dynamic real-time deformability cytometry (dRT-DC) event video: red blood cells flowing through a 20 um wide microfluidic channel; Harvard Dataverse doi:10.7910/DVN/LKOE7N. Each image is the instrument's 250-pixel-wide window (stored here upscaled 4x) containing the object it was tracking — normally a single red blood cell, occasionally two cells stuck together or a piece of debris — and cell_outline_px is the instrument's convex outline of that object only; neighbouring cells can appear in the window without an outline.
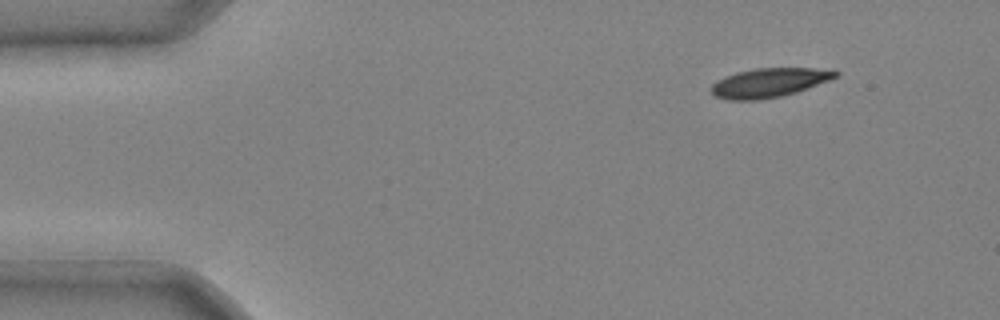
{"species": "common noctule bat (a hibernating species)", "species_latin": "Nyctalus noctula", "temperature_condition": "cold", "stored_images_in_passage": 5, "camera_frame_rate_fps": 3000, "um_per_image_px": 0.085, "animal": {"sex": "male", "body_mass_g": 20.4}, "frame": {"image": 1, "passage_image": 1, "time_ms": 0.0, "image_size_px": [1000, 320], "cell_outline_px": [[840, 72], [836, 76], [828, 80], [796, 92], [780, 96], [760, 100], [728, 100], [716, 96], [712, 92], [712, 84], [716, 80], [724, 76], [736, 72], [756, 68], [812, 68]], "centroid_in_image_um": [65.31, 7.03], "position_along_channel_um": 19.7, "area_um2": 20.81}}
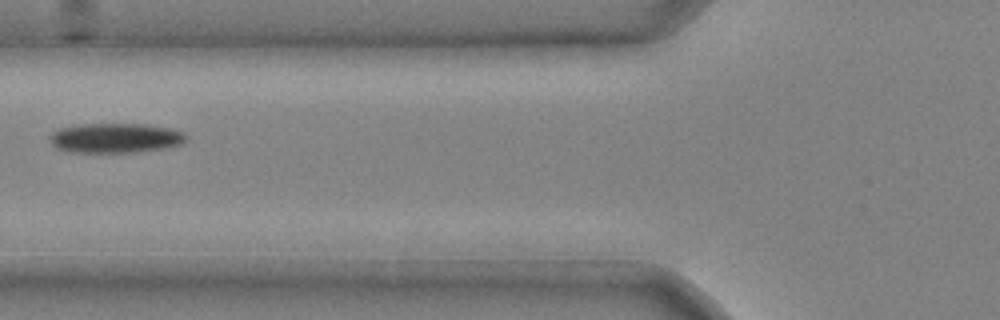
{"frame": {"image": 2, "passage_image": 5, "time_ms": 1.333, "image_size_px": [1000, 320], "cell_outline_px": [[188, 136], [180, 144], [164, 148], [136, 152], [68, 152], [56, 148], [52, 144], [48, 136], [52, 132], [60, 128], [80, 124], [144, 124], [168, 128], [184, 132]], "centroid_in_image_um": [9.77, 11.73], "position_along_channel_um": 116.0, "area_um2": 23.58}}